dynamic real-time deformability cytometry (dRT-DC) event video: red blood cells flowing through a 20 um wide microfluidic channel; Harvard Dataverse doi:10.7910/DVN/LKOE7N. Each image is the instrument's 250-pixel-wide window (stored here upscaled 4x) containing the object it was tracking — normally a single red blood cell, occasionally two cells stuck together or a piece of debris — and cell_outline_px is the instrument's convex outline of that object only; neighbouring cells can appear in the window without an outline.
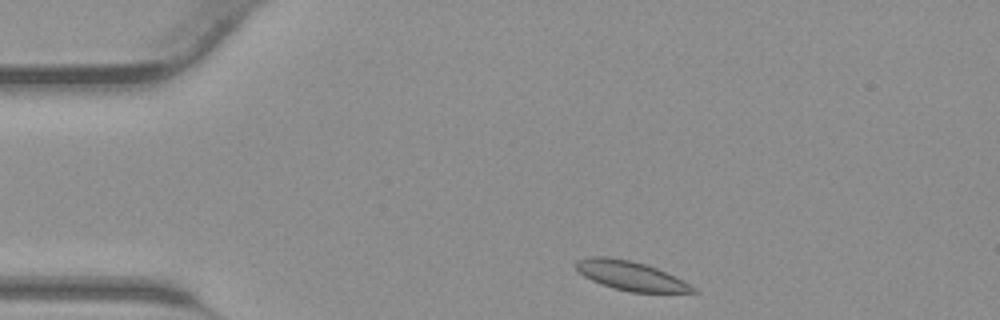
{"species": "common noctule bat (a hibernating species)", "species_latin": "Nyctalus noctula", "temperature_condition": "warm", "stored_images_in_passage": 31, "camera_frame_rate_fps": 3000, "um_per_image_px": 0.085, "animal": {"sex": "male", "body_mass_g": 23.1, "forearm_length_mm": 52.7}, "frame": {"image": 1, "passage_image": 2, "time_ms": 0.333, "image_size_px": [1000, 320], "cell_outline_px": [[700, 292], [632, 292], [616, 288], [592, 280], [584, 276], [572, 264], [576, 260], [588, 256], [604, 256], [632, 260], [656, 268], [696, 288]], "centroid_in_image_um": [53.53, 23.41], "position_along_channel_um": 31.5, "area_um2": 19.48}}
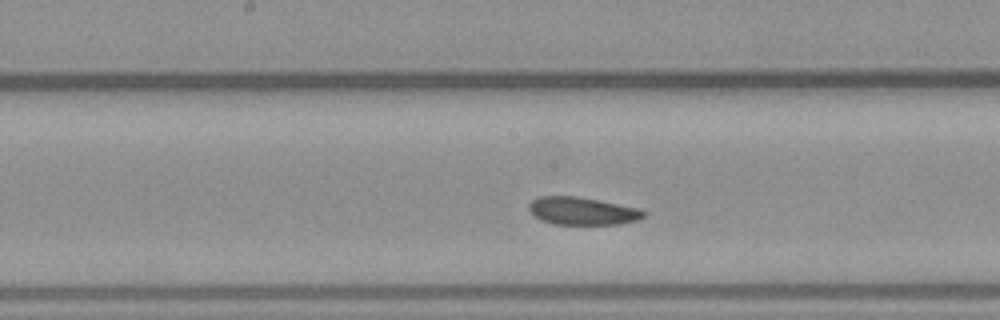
{"frame": {"image": 2, "passage_image": 16, "time_ms": 5.0, "image_size_px": [1000, 320], "cell_outline_px": [[648, 212], [644, 216], [636, 220], [620, 224], [556, 224], [540, 220], [528, 208], [528, 204], [536, 196], [576, 196], [636, 208]], "centroid_in_image_um": [49.46, 17.93], "position_along_channel_um": 198.7, "area_um2": 18.26}}
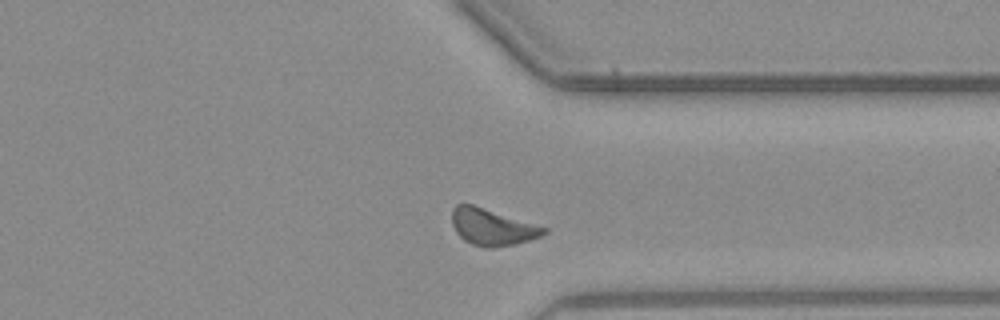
{"frame": {"image": 3, "passage_image": 27, "time_ms": 8.667, "image_size_px": [1000, 320], "cell_outline_px": [[548, 232], [540, 236], [516, 244], [492, 248], [484, 248], [472, 244], [464, 240], [456, 232], [452, 224], [452, 208], [456, 204], [472, 204], [548, 228]], "centroid_in_image_um": [41.82, 19.3], "position_along_channel_um": 369.6, "area_um2": 19.54}}